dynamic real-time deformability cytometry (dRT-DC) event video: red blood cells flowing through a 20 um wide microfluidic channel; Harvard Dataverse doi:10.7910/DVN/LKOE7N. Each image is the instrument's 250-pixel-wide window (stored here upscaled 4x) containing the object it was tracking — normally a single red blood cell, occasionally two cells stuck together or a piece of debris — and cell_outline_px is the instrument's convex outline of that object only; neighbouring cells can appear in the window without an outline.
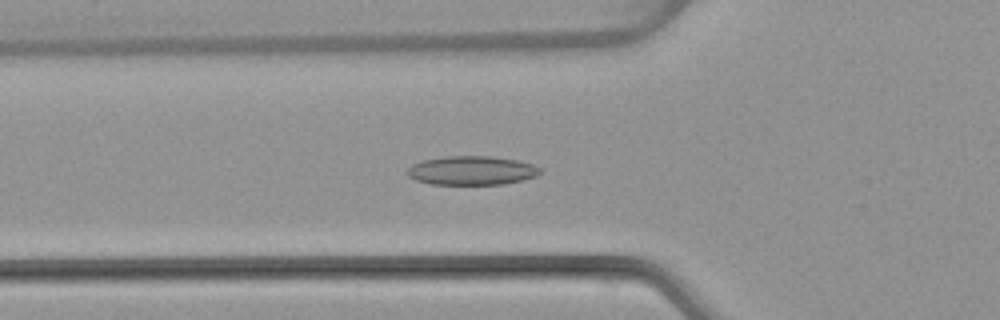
{"species": "common noctule bat (a hibernating species)", "species_latin": "Nyctalus noctula", "temperature_condition": "warm", "stored_images_in_passage": 51, "camera_frame_rate_fps": 3000, "um_per_image_px": 0.085, "animal": {"sex": "female", "body_mass_g": 22.7, "forearm_length_mm": 54.2}, "frame": {"image": 1, "passage_image": 18, "time_ms": 5.667, "image_size_px": [1000, 320], "cell_outline_px": [[540, 172], [536, 176], [524, 180], [504, 184], [432, 184], [416, 180], [408, 176], [404, 172], [412, 164], [424, 160], [444, 156], [488, 156], [516, 160], [532, 164], [540, 168]], "centroid_in_image_um": [40.07, 14.49], "position_along_channel_um": 85.7, "area_um2": 22.37}}
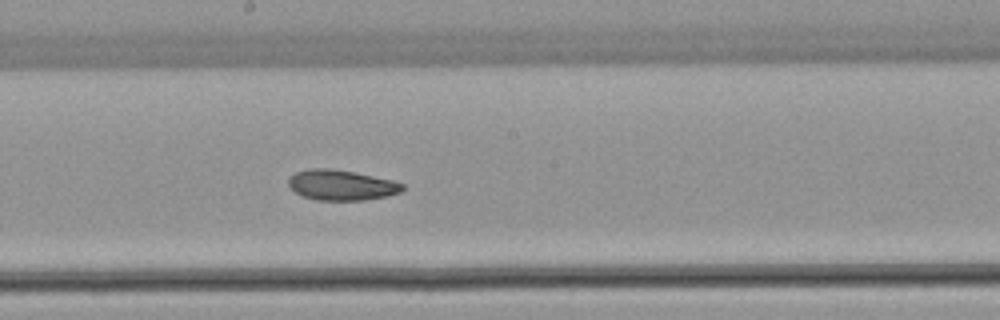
{"frame": {"image": 2, "passage_image": 28, "time_ms": 9.0, "image_size_px": [1000, 320], "cell_outline_px": [[404, 188], [400, 192], [388, 196], [364, 200], [316, 200], [304, 196], [288, 188], [288, 180], [296, 172], [308, 168], [328, 168], [352, 172], [392, 180], [404, 184]], "centroid_in_image_um": [29.0, 15.74], "position_along_channel_um": 219.2, "area_um2": 20.06}}
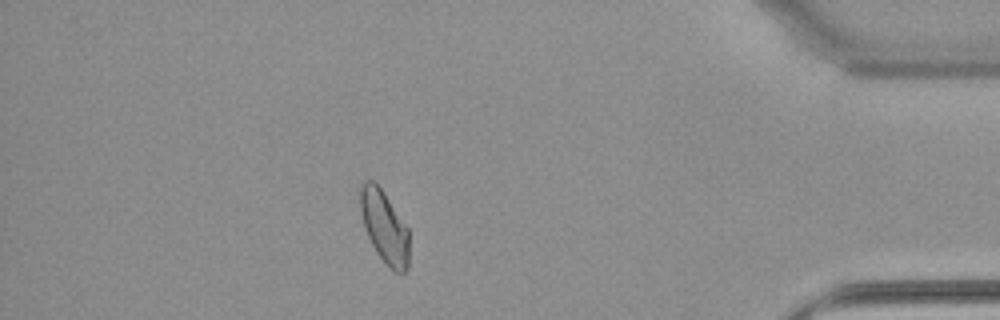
{"frame": {"image": 3, "passage_image": 45, "time_ms": 14.667, "image_size_px": [1000, 320], "cell_outline_px": [[408, 268], [400, 276], [376, 252], [364, 228], [360, 212], [360, 180], [372, 180], [384, 192], [408, 228]], "centroid_in_image_um": [32.66, 19.25], "position_along_channel_um": 402.5, "area_um2": 20.52}, "authors_computed_cell_mechanics": {"area_um2": 21.1548, "velocity_mm_per_s": 3.9936, "shape_relaxation_time_tau1_ms": null, "shape_relaxation_time_tau2_ms": 4.6642, "deformation_change_tau1": null, "deformation_change_tau2": 0.1032}}